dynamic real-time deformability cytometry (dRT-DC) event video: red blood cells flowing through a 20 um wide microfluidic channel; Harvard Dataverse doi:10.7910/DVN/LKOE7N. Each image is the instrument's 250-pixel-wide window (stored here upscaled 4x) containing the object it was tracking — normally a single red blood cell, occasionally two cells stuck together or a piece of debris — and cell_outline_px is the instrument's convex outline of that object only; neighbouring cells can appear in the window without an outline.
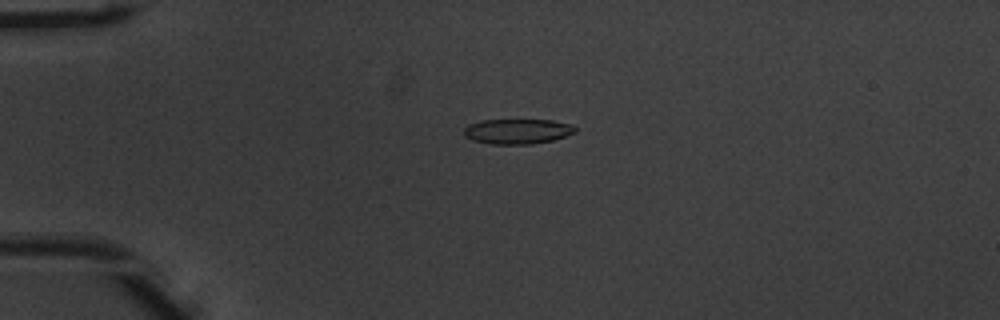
{"species": "common noctule bat (a hibernating species)", "species_latin": "Nyctalus noctula", "temperature_condition": "warm", "stored_images_in_passage": 40, "camera_frame_rate_fps": 3000, "um_per_image_px": 0.085, "animal": {"sex": "male", "body_mass_g": 20.1, "forearm_length_mm": 53.5}, "frame": {"image": 1, "passage_image": 1, "time_ms": 0.0, "image_size_px": [1000, 320], "cell_outline_px": [[576, 132], [552, 140], [532, 144], [492, 144], [472, 140], [464, 136], [464, 128], [468, 124], [480, 120], [552, 120], [572, 124], [576, 128]], "centroid_in_image_um": [43.96, 11.16], "position_along_channel_um": 41.0, "area_um2": 16.3}}
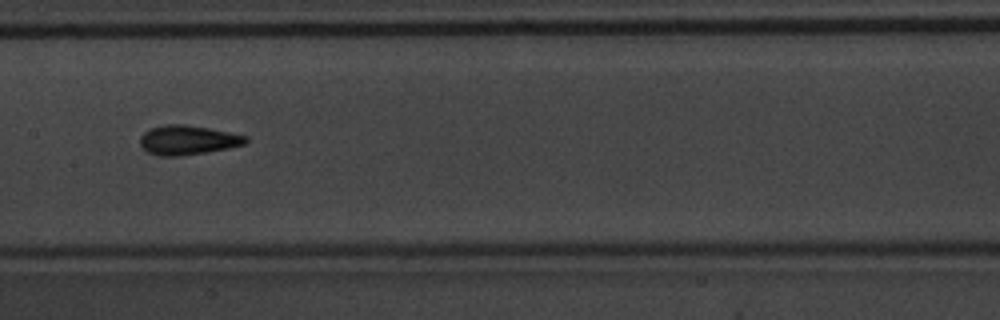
{"frame": {"image": 2, "passage_image": 15, "time_ms": 4.667, "image_size_px": [1000, 320], "cell_outline_px": [[248, 140], [244, 144], [228, 148], [180, 156], [160, 156], [148, 152], [140, 144], [140, 136], [144, 132], [152, 128], [164, 124], [184, 124], [208, 128], [248, 136]], "centroid_in_image_um": [15.94, 11.9], "position_along_channel_um": 191.5, "area_um2": 17.92}}
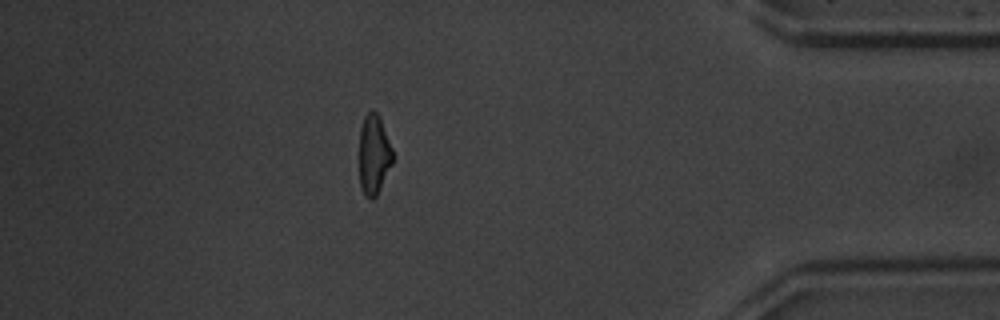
{"frame": {"image": 3, "passage_image": 34, "time_ms": 11.0, "image_size_px": [1000, 320], "cell_outline_px": [[392, 164], [376, 196], [372, 200], [368, 200], [360, 184], [360, 128], [364, 116], [372, 108], [380, 116], [392, 148]], "centroid_in_image_um": [31.78, 13.11], "position_along_channel_um": 403.4, "area_um2": 15.49}, "authors_computed_cell_mechanics": {"area_um2": 16.5886, "velocity_mm_per_s": 3.9347, "shape_relaxation_time_tau1_ms": 2.8393, "shape_relaxation_time_tau2_ms": 1.7528, "deformation_change_tau1": 0.1763, "deformation_change_tau2": 0.0871}}